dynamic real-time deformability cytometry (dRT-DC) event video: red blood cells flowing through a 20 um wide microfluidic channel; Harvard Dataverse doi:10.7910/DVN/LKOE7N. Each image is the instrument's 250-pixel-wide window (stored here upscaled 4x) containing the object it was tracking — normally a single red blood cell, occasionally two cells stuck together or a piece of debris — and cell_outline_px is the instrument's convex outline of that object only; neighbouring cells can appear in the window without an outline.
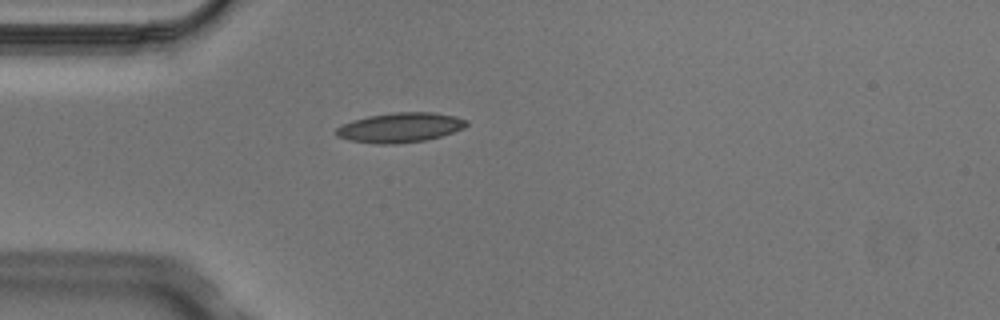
{"species": "Egyptian fruit bat (a non-hibernating species)", "species_latin": "Rousettus aegyptiacus", "temperature_condition": "cold", "stored_images_in_passage": 1, "camera_frame_rate_fps": 3000, "um_per_image_px": 0.085, "animal": {"sex": "male"}, "frame": {"image": 1, "passage_image": 1, "time_ms": 0.0, "image_size_px": [1000, 320], "cell_outline_px": [[468, 124], [464, 128], [440, 136], [424, 140], [392, 144], [376, 144], [348, 140], [336, 136], [336, 128], [352, 120], [368, 116], [396, 112], [432, 112], [456, 116], [468, 120]], "centroid_in_image_um": [34.01, 10.83], "position_along_channel_um": 51.0, "area_um2": 22.48}}